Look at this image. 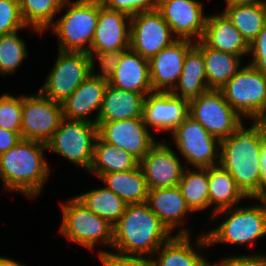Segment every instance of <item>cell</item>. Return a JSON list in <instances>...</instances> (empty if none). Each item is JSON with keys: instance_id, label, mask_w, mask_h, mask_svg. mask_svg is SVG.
Instances as JSON below:
<instances>
[{"instance_id": "4dcf8cb0", "label": "cell", "mask_w": 266, "mask_h": 266, "mask_svg": "<svg viewBox=\"0 0 266 266\" xmlns=\"http://www.w3.org/2000/svg\"><path fill=\"white\" fill-rule=\"evenodd\" d=\"M222 13L250 45L266 25V3L226 5Z\"/></svg>"}, {"instance_id": "7402d4cb", "label": "cell", "mask_w": 266, "mask_h": 266, "mask_svg": "<svg viewBox=\"0 0 266 266\" xmlns=\"http://www.w3.org/2000/svg\"><path fill=\"white\" fill-rule=\"evenodd\" d=\"M146 203L171 233L180 228L174 235H191L182 225L192 211L178 186L150 189Z\"/></svg>"}, {"instance_id": "44dd1931", "label": "cell", "mask_w": 266, "mask_h": 266, "mask_svg": "<svg viewBox=\"0 0 266 266\" xmlns=\"http://www.w3.org/2000/svg\"><path fill=\"white\" fill-rule=\"evenodd\" d=\"M108 80L89 75L76 90L61 103L63 118L97 124ZM95 113V117L90 114ZM91 118V119H90Z\"/></svg>"}, {"instance_id": "60d3db41", "label": "cell", "mask_w": 266, "mask_h": 266, "mask_svg": "<svg viewBox=\"0 0 266 266\" xmlns=\"http://www.w3.org/2000/svg\"><path fill=\"white\" fill-rule=\"evenodd\" d=\"M102 266H153L151 257L107 254L101 257Z\"/></svg>"}, {"instance_id": "d4e9b609", "label": "cell", "mask_w": 266, "mask_h": 266, "mask_svg": "<svg viewBox=\"0 0 266 266\" xmlns=\"http://www.w3.org/2000/svg\"><path fill=\"white\" fill-rule=\"evenodd\" d=\"M145 96L107 85L97 123L142 117Z\"/></svg>"}, {"instance_id": "8fae6325", "label": "cell", "mask_w": 266, "mask_h": 266, "mask_svg": "<svg viewBox=\"0 0 266 266\" xmlns=\"http://www.w3.org/2000/svg\"><path fill=\"white\" fill-rule=\"evenodd\" d=\"M189 115L220 141L232 135L244 120L226 102L222 91L215 89L190 100Z\"/></svg>"}, {"instance_id": "277c9868", "label": "cell", "mask_w": 266, "mask_h": 266, "mask_svg": "<svg viewBox=\"0 0 266 266\" xmlns=\"http://www.w3.org/2000/svg\"><path fill=\"white\" fill-rule=\"evenodd\" d=\"M259 200V202L257 201ZM254 205L227 208L214 213L213 221L219 215H225L223 222L205 232L209 246L220 243L235 246L252 244L266 235V197L255 198Z\"/></svg>"}, {"instance_id": "5b68a950", "label": "cell", "mask_w": 266, "mask_h": 266, "mask_svg": "<svg viewBox=\"0 0 266 266\" xmlns=\"http://www.w3.org/2000/svg\"><path fill=\"white\" fill-rule=\"evenodd\" d=\"M68 6V7H67ZM66 13L49 27L59 51L89 52L100 13V0H65Z\"/></svg>"}, {"instance_id": "d6986e66", "label": "cell", "mask_w": 266, "mask_h": 266, "mask_svg": "<svg viewBox=\"0 0 266 266\" xmlns=\"http://www.w3.org/2000/svg\"><path fill=\"white\" fill-rule=\"evenodd\" d=\"M131 17L106 8L100 0L98 23L89 52L124 51L129 49Z\"/></svg>"}, {"instance_id": "8992f818", "label": "cell", "mask_w": 266, "mask_h": 266, "mask_svg": "<svg viewBox=\"0 0 266 266\" xmlns=\"http://www.w3.org/2000/svg\"><path fill=\"white\" fill-rule=\"evenodd\" d=\"M60 204L62 220L59 231L61 235L63 234L68 241L80 244L91 251L97 245L108 246L112 249V225L92 213L76 196Z\"/></svg>"}, {"instance_id": "d6a6232c", "label": "cell", "mask_w": 266, "mask_h": 266, "mask_svg": "<svg viewBox=\"0 0 266 266\" xmlns=\"http://www.w3.org/2000/svg\"><path fill=\"white\" fill-rule=\"evenodd\" d=\"M191 169L185 168L178 187L192 213H196L209 208L208 167Z\"/></svg>"}, {"instance_id": "b9f144b4", "label": "cell", "mask_w": 266, "mask_h": 266, "mask_svg": "<svg viewBox=\"0 0 266 266\" xmlns=\"http://www.w3.org/2000/svg\"><path fill=\"white\" fill-rule=\"evenodd\" d=\"M219 266H266V255L260 254H236L235 256L223 257L216 262Z\"/></svg>"}, {"instance_id": "ee69618b", "label": "cell", "mask_w": 266, "mask_h": 266, "mask_svg": "<svg viewBox=\"0 0 266 266\" xmlns=\"http://www.w3.org/2000/svg\"><path fill=\"white\" fill-rule=\"evenodd\" d=\"M260 165L262 173V198L266 197V140L261 146Z\"/></svg>"}, {"instance_id": "603a6c76", "label": "cell", "mask_w": 266, "mask_h": 266, "mask_svg": "<svg viewBox=\"0 0 266 266\" xmlns=\"http://www.w3.org/2000/svg\"><path fill=\"white\" fill-rule=\"evenodd\" d=\"M108 84L118 89L143 94L146 97L153 92L149 60L130 48L122 51L120 62L108 79Z\"/></svg>"}, {"instance_id": "8d00e7d4", "label": "cell", "mask_w": 266, "mask_h": 266, "mask_svg": "<svg viewBox=\"0 0 266 266\" xmlns=\"http://www.w3.org/2000/svg\"><path fill=\"white\" fill-rule=\"evenodd\" d=\"M29 28L20 11L19 0H0V35Z\"/></svg>"}, {"instance_id": "7dc6e473", "label": "cell", "mask_w": 266, "mask_h": 266, "mask_svg": "<svg viewBox=\"0 0 266 266\" xmlns=\"http://www.w3.org/2000/svg\"><path fill=\"white\" fill-rule=\"evenodd\" d=\"M214 264V265H213ZM209 266H219L216 262L211 263Z\"/></svg>"}, {"instance_id": "f1b7e54d", "label": "cell", "mask_w": 266, "mask_h": 266, "mask_svg": "<svg viewBox=\"0 0 266 266\" xmlns=\"http://www.w3.org/2000/svg\"><path fill=\"white\" fill-rule=\"evenodd\" d=\"M195 43L202 49L208 88L221 90L241 68L242 58L231 53L212 49L202 40Z\"/></svg>"}, {"instance_id": "ab89813d", "label": "cell", "mask_w": 266, "mask_h": 266, "mask_svg": "<svg viewBox=\"0 0 266 266\" xmlns=\"http://www.w3.org/2000/svg\"><path fill=\"white\" fill-rule=\"evenodd\" d=\"M251 61L248 64L266 72V25L249 45Z\"/></svg>"}, {"instance_id": "7bdbcfd3", "label": "cell", "mask_w": 266, "mask_h": 266, "mask_svg": "<svg viewBox=\"0 0 266 266\" xmlns=\"http://www.w3.org/2000/svg\"><path fill=\"white\" fill-rule=\"evenodd\" d=\"M21 139V136L17 132H12L0 127V154L7 152Z\"/></svg>"}, {"instance_id": "4316f807", "label": "cell", "mask_w": 266, "mask_h": 266, "mask_svg": "<svg viewBox=\"0 0 266 266\" xmlns=\"http://www.w3.org/2000/svg\"><path fill=\"white\" fill-rule=\"evenodd\" d=\"M209 207L211 220L214 213L223 209L240 205L244 198L248 199L237 187L234 178L221 165L208 167Z\"/></svg>"}, {"instance_id": "ba28073f", "label": "cell", "mask_w": 266, "mask_h": 266, "mask_svg": "<svg viewBox=\"0 0 266 266\" xmlns=\"http://www.w3.org/2000/svg\"><path fill=\"white\" fill-rule=\"evenodd\" d=\"M97 137V124L63 118L58 129L47 142V150L66 158L75 166L89 172Z\"/></svg>"}, {"instance_id": "74e56055", "label": "cell", "mask_w": 266, "mask_h": 266, "mask_svg": "<svg viewBox=\"0 0 266 266\" xmlns=\"http://www.w3.org/2000/svg\"><path fill=\"white\" fill-rule=\"evenodd\" d=\"M88 54L90 58L91 75L108 80L120 62L122 51L88 52ZM96 58L99 62V72H95L96 68H94V66L97 65Z\"/></svg>"}, {"instance_id": "7c38bea8", "label": "cell", "mask_w": 266, "mask_h": 266, "mask_svg": "<svg viewBox=\"0 0 266 266\" xmlns=\"http://www.w3.org/2000/svg\"><path fill=\"white\" fill-rule=\"evenodd\" d=\"M63 119L61 103L43 96L39 91L23 95L21 138L47 143Z\"/></svg>"}, {"instance_id": "83f0119b", "label": "cell", "mask_w": 266, "mask_h": 266, "mask_svg": "<svg viewBox=\"0 0 266 266\" xmlns=\"http://www.w3.org/2000/svg\"><path fill=\"white\" fill-rule=\"evenodd\" d=\"M99 179L126 204L147 202L149 188L140 165L123 172L103 174Z\"/></svg>"}, {"instance_id": "bcb514c9", "label": "cell", "mask_w": 266, "mask_h": 266, "mask_svg": "<svg viewBox=\"0 0 266 266\" xmlns=\"http://www.w3.org/2000/svg\"><path fill=\"white\" fill-rule=\"evenodd\" d=\"M0 266H25V265L19 263L18 261H15L14 259L0 256Z\"/></svg>"}, {"instance_id": "ffe728a7", "label": "cell", "mask_w": 266, "mask_h": 266, "mask_svg": "<svg viewBox=\"0 0 266 266\" xmlns=\"http://www.w3.org/2000/svg\"><path fill=\"white\" fill-rule=\"evenodd\" d=\"M196 237L192 242L191 235H173L156 250V256L152 255L153 266H209L212 262L200 252L202 248L210 247L207 236L203 233Z\"/></svg>"}, {"instance_id": "9c48e42d", "label": "cell", "mask_w": 266, "mask_h": 266, "mask_svg": "<svg viewBox=\"0 0 266 266\" xmlns=\"http://www.w3.org/2000/svg\"><path fill=\"white\" fill-rule=\"evenodd\" d=\"M175 149L182 155L186 167L207 168L220 162V140L188 115L171 132Z\"/></svg>"}, {"instance_id": "f546056e", "label": "cell", "mask_w": 266, "mask_h": 266, "mask_svg": "<svg viewBox=\"0 0 266 266\" xmlns=\"http://www.w3.org/2000/svg\"><path fill=\"white\" fill-rule=\"evenodd\" d=\"M139 161L127 151L96 138L91 175L100 178L103 174L123 172L136 168Z\"/></svg>"}, {"instance_id": "3957f363", "label": "cell", "mask_w": 266, "mask_h": 266, "mask_svg": "<svg viewBox=\"0 0 266 266\" xmlns=\"http://www.w3.org/2000/svg\"><path fill=\"white\" fill-rule=\"evenodd\" d=\"M44 151H48L47 143L21 139L7 152L0 154V178L6 192L23 193L29 198L40 195L51 176Z\"/></svg>"}, {"instance_id": "cb8c5ba5", "label": "cell", "mask_w": 266, "mask_h": 266, "mask_svg": "<svg viewBox=\"0 0 266 266\" xmlns=\"http://www.w3.org/2000/svg\"><path fill=\"white\" fill-rule=\"evenodd\" d=\"M221 13V14H220ZM208 15L202 41L210 48L225 53L249 56V44L229 19L220 12Z\"/></svg>"}, {"instance_id": "1f68e13d", "label": "cell", "mask_w": 266, "mask_h": 266, "mask_svg": "<svg viewBox=\"0 0 266 266\" xmlns=\"http://www.w3.org/2000/svg\"><path fill=\"white\" fill-rule=\"evenodd\" d=\"M92 213L114 226L125 212L127 204L105 186L76 196Z\"/></svg>"}, {"instance_id": "6da1fadb", "label": "cell", "mask_w": 266, "mask_h": 266, "mask_svg": "<svg viewBox=\"0 0 266 266\" xmlns=\"http://www.w3.org/2000/svg\"><path fill=\"white\" fill-rule=\"evenodd\" d=\"M250 127L243 121L232 135L220 141V162L234 178L237 187L250 200L262 198L261 146L266 140V120L251 119Z\"/></svg>"}, {"instance_id": "836d02e7", "label": "cell", "mask_w": 266, "mask_h": 266, "mask_svg": "<svg viewBox=\"0 0 266 266\" xmlns=\"http://www.w3.org/2000/svg\"><path fill=\"white\" fill-rule=\"evenodd\" d=\"M65 0H19L22 18L38 34L45 33L54 23Z\"/></svg>"}, {"instance_id": "30bf717a", "label": "cell", "mask_w": 266, "mask_h": 266, "mask_svg": "<svg viewBox=\"0 0 266 266\" xmlns=\"http://www.w3.org/2000/svg\"><path fill=\"white\" fill-rule=\"evenodd\" d=\"M43 86L38 90L55 102H64L91 74L87 52L59 51Z\"/></svg>"}, {"instance_id": "9a60e30c", "label": "cell", "mask_w": 266, "mask_h": 266, "mask_svg": "<svg viewBox=\"0 0 266 266\" xmlns=\"http://www.w3.org/2000/svg\"><path fill=\"white\" fill-rule=\"evenodd\" d=\"M157 10L177 39L200 41L207 15L198 0H158Z\"/></svg>"}, {"instance_id": "d590c367", "label": "cell", "mask_w": 266, "mask_h": 266, "mask_svg": "<svg viewBox=\"0 0 266 266\" xmlns=\"http://www.w3.org/2000/svg\"><path fill=\"white\" fill-rule=\"evenodd\" d=\"M23 94L19 97L3 93L0 96V127L21 136Z\"/></svg>"}, {"instance_id": "e575fe53", "label": "cell", "mask_w": 266, "mask_h": 266, "mask_svg": "<svg viewBox=\"0 0 266 266\" xmlns=\"http://www.w3.org/2000/svg\"><path fill=\"white\" fill-rule=\"evenodd\" d=\"M28 52L25 41L19 32L0 35V74L13 75L22 62L27 58Z\"/></svg>"}, {"instance_id": "5bb4252c", "label": "cell", "mask_w": 266, "mask_h": 266, "mask_svg": "<svg viewBox=\"0 0 266 266\" xmlns=\"http://www.w3.org/2000/svg\"><path fill=\"white\" fill-rule=\"evenodd\" d=\"M98 137L140 161L158 142L142 117L97 123Z\"/></svg>"}, {"instance_id": "7a4b0ae2", "label": "cell", "mask_w": 266, "mask_h": 266, "mask_svg": "<svg viewBox=\"0 0 266 266\" xmlns=\"http://www.w3.org/2000/svg\"><path fill=\"white\" fill-rule=\"evenodd\" d=\"M173 235L147 203L127 204L122 217L113 226L115 253L103 249L97 256L99 259L107 254L152 257Z\"/></svg>"}, {"instance_id": "e0dca14e", "label": "cell", "mask_w": 266, "mask_h": 266, "mask_svg": "<svg viewBox=\"0 0 266 266\" xmlns=\"http://www.w3.org/2000/svg\"><path fill=\"white\" fill-rule=\"evenodd\" d=\"M189 115V101L171 92H152L144 98L142 118L146 126L172 132Z\"/></svg>"}, {"instance_id": "52a82bcc", "label": "cell", "mask_w": 266, "mask_h": 266, "mask_svg": "<svg viewBox=\"0 0 266 266\" xmlns=\"http://www.w3.org/2000/svg\"><path fill=\"white\" fill-rule=\"evenodd\" d=\"M221 91L243 119L266 120V72L246 63Z\"/></svg>"}, {"instance_id": "f35d334b", "label": "cell", "mask_w": 266, "mask_h": 266, "mask_svg": "<svg viewBox=\"0 0 266 266\" xmlns=\"http://www.w3.org/2000/svg\"><path fill=\"white\" fill-rule=\"evenodd\" d=\"M158 0H101L102 4L111 10H116L132 17L144 11L157 9Z\"/></svg>"}, {"instance_id": "ac0fdd59", "label": "cell", "mask_w": 266, "mask_h": 266, "mask_svg": "<svg viewBox=\"0 0 266 266\" xmlns=\"http://www.w3.org/2000/svg\"><path fill=\"white\" fill-rule=\"evenodd\" d=\"M188 39H177L149 59L153 92H171L183 70L188 49L194 44Z\"/></svg>"}, {"instance_id": "f6af8a7d", "label": "cell", "mask_w": 266, "mask_h": 266, "mask_svg": "<svg viewBox=\"0 0 266 266\" xmlns=\"http://www.w3.org/2000/svg\"><path fill=\"white\" fill-rule=\"evenodd\" d=\"M257 3H266V0H225L226 5L236 6L254 5Z\"/></svg>"}, {"instance_id": "484cf974", "label": "cell", "mask_w": 266, "mask_h": 266, "mask_svg": "<svg viewBox=\"0 0 266 266\" xmlns=\"http://www.w3.org/2000/svg\"><path fill=\"white\" fill-rule=\"evenodd\" d=\"M209 90L202 49L194 43L187 51L179 80L171 91L176 97L188 101Z\"/></svg>"}, {"instance_id": "4fadbf2b", "label": "cell", "mask_w": 266, "mask_h": 266, "mask_svg": "<svg viewBox=\"0 0 266 266\" xmlns=\"http://www.w3.org/2000/svg\"><path fill=\"white\" fill-rule=\"evenodd\" d=\"M176 40L157 9L131 17L129 48L140 56L149 60Z\"/></svg>"}, {"instance_id": "2e32d148", "label": "cell", "mask_w": 266, "mask_h": 266, "mask_svg": "<svg viewBox=\"0 0 266 266\" xmlns=\"http://www.w3.org/2000/svg\"><path fill=\"white\" fill-rule=\"evenodd\" d=\"M166 143L158 141L139 161L149 190L178 186L186 168L177 152Z\"/></svg>"}]
</instances>
